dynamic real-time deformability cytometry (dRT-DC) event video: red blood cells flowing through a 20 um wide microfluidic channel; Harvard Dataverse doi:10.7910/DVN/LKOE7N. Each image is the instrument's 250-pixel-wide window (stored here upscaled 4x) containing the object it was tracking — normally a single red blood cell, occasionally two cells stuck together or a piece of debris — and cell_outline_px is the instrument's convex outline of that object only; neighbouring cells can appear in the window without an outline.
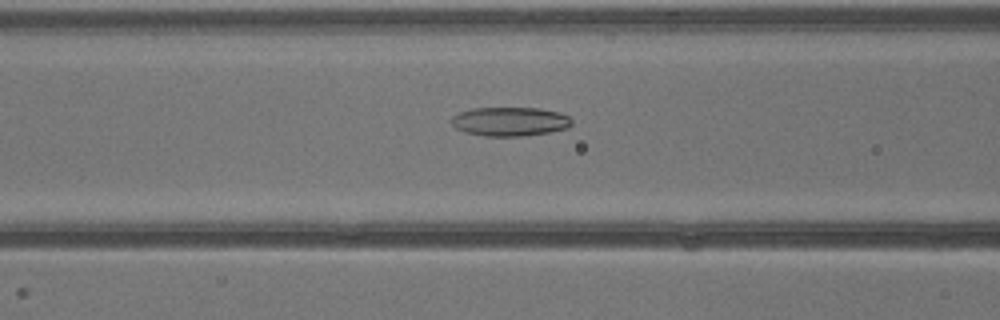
{"species": "common noctule bat (a hibernating species)", "species_latin": "Nyctalus noctula", "temperature_condition": "warm", "stored_images_in_passage": 3, "camera_frame_rate_fps": 3000, "um_per_image_px": 0.085, "animal": {"sex": "male", "body_mass_g": 13.3}, "frame": {"image": 1, "passage_image": 3, "time_ms": 2.333, "image_size_px": [1000, 320], "cell_outline_px": [[572, 124], [568, 128], [548, 132], [520, 136], [484, 136], [464, 132], [456, 128], [452, 124], [452, 116], [460, 112], [472, 108], [540, 108], [560, 112], [568, 116], [572, 120]], "centroid_in_image_um": [43.35, 10.32], "position_along_channel_um": 123.2, "area_um2": 20.35}}